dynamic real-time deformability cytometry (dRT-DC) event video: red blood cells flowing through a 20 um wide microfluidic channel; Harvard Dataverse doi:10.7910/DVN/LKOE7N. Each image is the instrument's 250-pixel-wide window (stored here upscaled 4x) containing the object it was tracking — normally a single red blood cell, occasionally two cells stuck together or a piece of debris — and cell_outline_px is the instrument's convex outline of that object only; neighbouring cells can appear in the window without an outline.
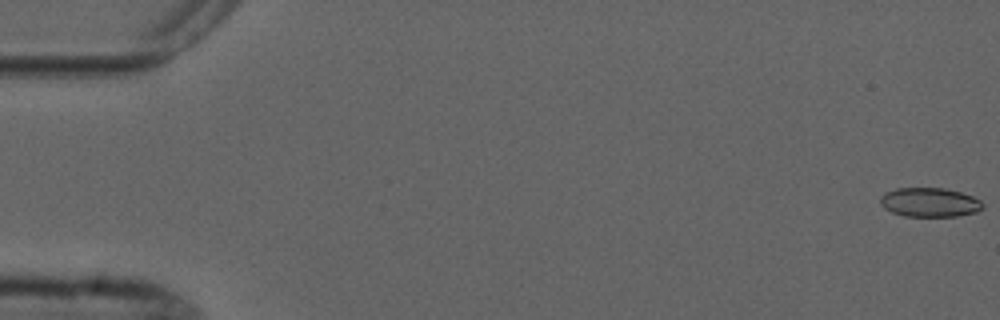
{"species": "common noctule bat (a hibernating species)", "species_latin": "Nyctalus noctula", "temperature_condition": "cold", "stored_images_in_passage": 7, "camera_frame_rate_fps": 3000, "um_per_image_px": 0.085, "animal": {"sex": "male", "forearm_length_mm": 52.5}, "frame": {"image": 1, "passage_image": 1, "time_ms": 0.0, "image_size_px": [1000, 320], "cell_outline_px": [[984, 208], [976, 212], [956, 216], [904, 216], [892, 212], [884, 208], [880, 204], [880, 196], [884, 192], [896, 188], [944, 188], [960, 192], [972, 196], [980, 200], [984, 204]], "centroid_in_image_um": [79.01, 17.19], "position_along_channel_um": 6.0, "area_um2": 17.51}}
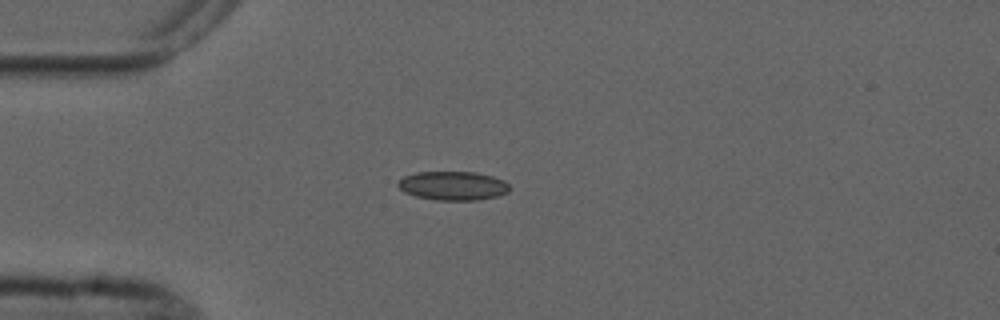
{"frame": {"image": 2, "passage_image": 5, "time_ms": 4.667, "image_size_px": [1000, 320], "cell_outline_px": [[508, 192], [496, 196], [480, 200], [436, 200], [416, 196], [404, 192], [396, 184], [404, 176], [416, 172], [476, 172], [492, 176], [504, 180], [508, 184]], "centroid_in_image_um": [38.49, 15.79], "position_along_channel_um": 46.5, "area_um2": 18.73}}
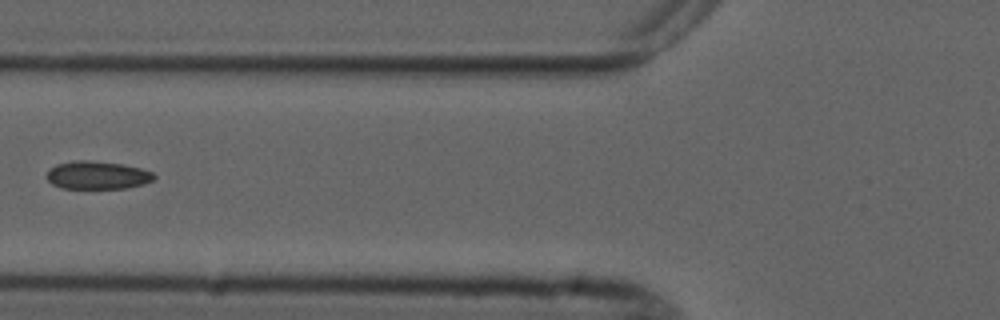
{"frame": {"image": 3, "passage_image": 7, "time_ms": 7.0, "image_size_px": [1000, 320], "cell_outline_px": [[156, 176], [152, 180], [144, 184], [124, 188], [60, 188], [52, 184], [44, 176], [56, 164], [76, 160], [88, 160], [124, 164], [140, 168], [152, 172]], "centroid_in_image_um": [8.26, 14.89], "position_along_channel_um": 117.5, "area_um2": 17.51}}